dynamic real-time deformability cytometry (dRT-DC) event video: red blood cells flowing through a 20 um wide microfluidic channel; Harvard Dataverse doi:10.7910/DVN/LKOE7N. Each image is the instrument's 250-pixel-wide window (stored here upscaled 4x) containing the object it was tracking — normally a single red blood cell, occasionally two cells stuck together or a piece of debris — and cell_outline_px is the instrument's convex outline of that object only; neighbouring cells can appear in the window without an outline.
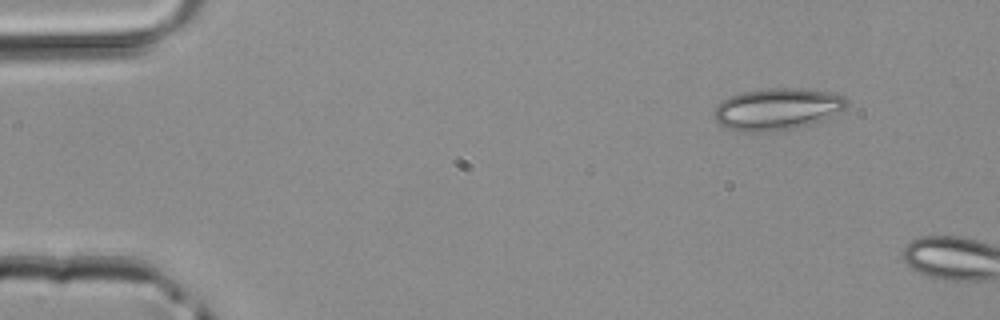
{"species": "common noctule bat (a hibernating species)", "species_latin": "Nyctalus noctula", "temperature_condition": "room temperature", "stored_images_in_passage": 2, "camera_frame_rate_fps": 3000, "um_per_image_px": 0.085, "animal": {"sex": "male", "body_mass_g": 20.4}, "frame": {"image": 1, "passage_image": 1, "time_ms": 0.0, "image_size_px": [1000, 320], "cell_outline_px": [[848, 104], [844, 108], [824, 120], [792, 128], [772, 132], [740, 132], [724, 128], [716, 120], [712, 112], [728, 96], [744, 92], [768, 88], [796, 88], [828, 92], [844, 96], [848, 100]], "centroid_in_image_um": [66.03, 9.28], "position_along_channel_um": 19.0, "area_um2": 32.25}}